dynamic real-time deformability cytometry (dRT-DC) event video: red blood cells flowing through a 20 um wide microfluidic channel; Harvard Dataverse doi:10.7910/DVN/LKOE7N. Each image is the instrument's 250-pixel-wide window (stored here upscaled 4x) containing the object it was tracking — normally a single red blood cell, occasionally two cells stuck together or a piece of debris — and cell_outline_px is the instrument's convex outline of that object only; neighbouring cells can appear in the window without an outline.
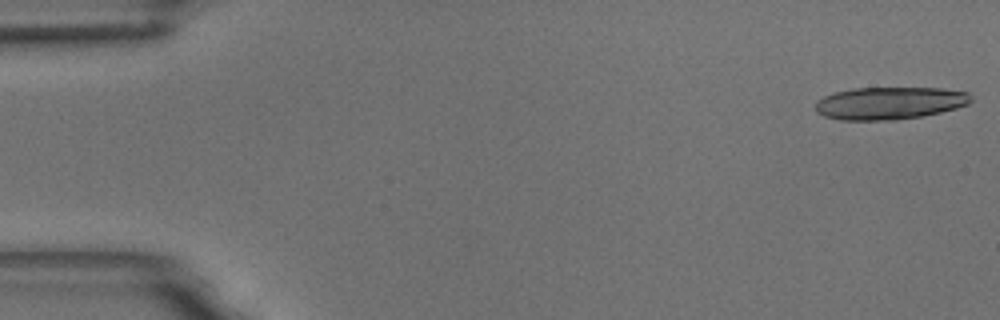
{"species": "common noctule bat (a hibernating species)", "species_latin": "Nyctalus noctula", "temperature_condition": "room temperature", "stored_images_in_passage": 8, "camera_frame_rate_fps": 3000, "um_per_image_px": 0.085, "animal": {"sex": "male", "body_mass_g": 18.8}, "frame": {"image": 1, "passage_image": 1, "time_ms": 0.0, "image_size_px": [1000, 320], "cell_outline_px": [[972, 100], [968, 104], [956, 108], [940, 112], [920, 116], [896, 120], [840, 120], [824, 116], [816, 112], [816, 100], [824, 96], [836, 92], [852, 88], [944, 88], [968, 92]], "centroid_in_image_um": [75.6, 8.76], "position_along_channel_um": 9.4, "area_um2": 29.48}}